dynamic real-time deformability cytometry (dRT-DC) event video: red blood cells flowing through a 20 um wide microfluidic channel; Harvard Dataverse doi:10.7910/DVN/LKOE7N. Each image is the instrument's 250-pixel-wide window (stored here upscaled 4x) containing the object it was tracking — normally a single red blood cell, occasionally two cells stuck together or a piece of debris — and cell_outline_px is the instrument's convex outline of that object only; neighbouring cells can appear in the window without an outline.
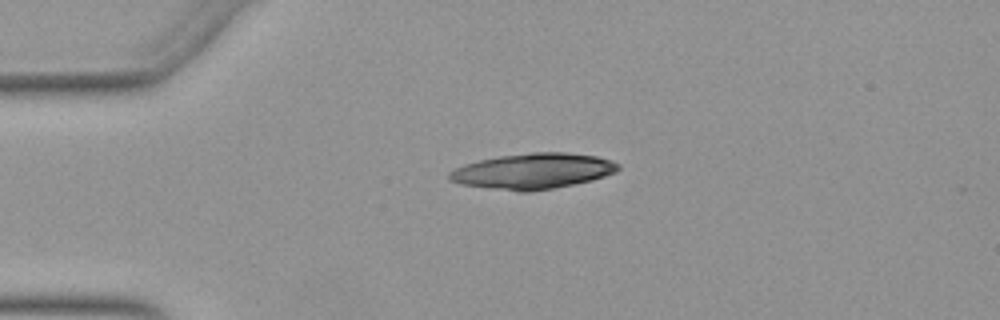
{"species": "Egyptian fruit bat (a non-hibernating species)", "species_latin": "Rousettus aegyptiacus", "temperature_condition": "warm", "stored_images_in_passage": 37, "camera_frame_rate_fps": 3000, "um_per_image_px": 0.085, "animal": {"sex": "female"}, "frame": {"image": 1, "passage_image": 5, "time_ms": 1.333, "image_size_px": [1000, 320], "cell_outline_px": [[620, 168], [616, 172], [592, 180], [532, 192], [516, 192], [460, 184], [448, 180], [448, 172], [464, 164], [480, 160], [500, 156], [532, 152], [564, 152], [596, 156], [612, 160], [620, 164]], "centroid_in_image_um": [45.29, 14.55], "position_along_channel_um": 39.7, "area_um2": 35.14}}
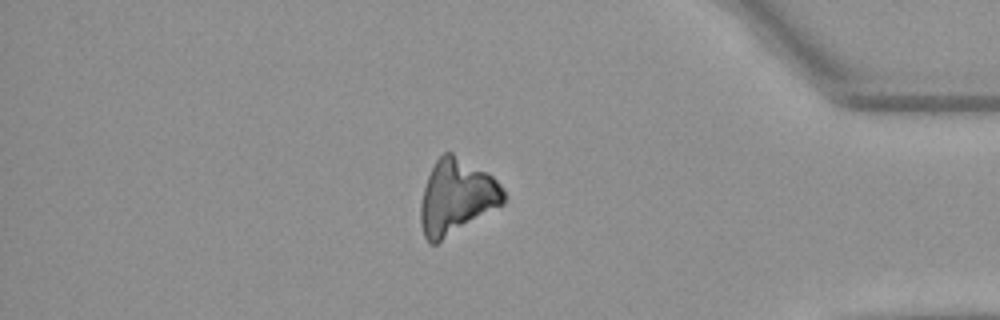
{"frame": {"image": 2, "passage_image": 37, "time_ms": 12.0, "image_size_px": [1000, 320], "cell_outline_px": [[504, 204], [436, 244], [428, 244], [424, 236], [420, 224], [420, 204], [424, 188], [428, 176], [436, 160], [444, 152], [452, 152], [488, 172], [500, 184], [504, 192]], "centroid_in_image_um": [38.79, 16.75], "position_along_channel_um": 396.4, "area_um2": 36.3}}